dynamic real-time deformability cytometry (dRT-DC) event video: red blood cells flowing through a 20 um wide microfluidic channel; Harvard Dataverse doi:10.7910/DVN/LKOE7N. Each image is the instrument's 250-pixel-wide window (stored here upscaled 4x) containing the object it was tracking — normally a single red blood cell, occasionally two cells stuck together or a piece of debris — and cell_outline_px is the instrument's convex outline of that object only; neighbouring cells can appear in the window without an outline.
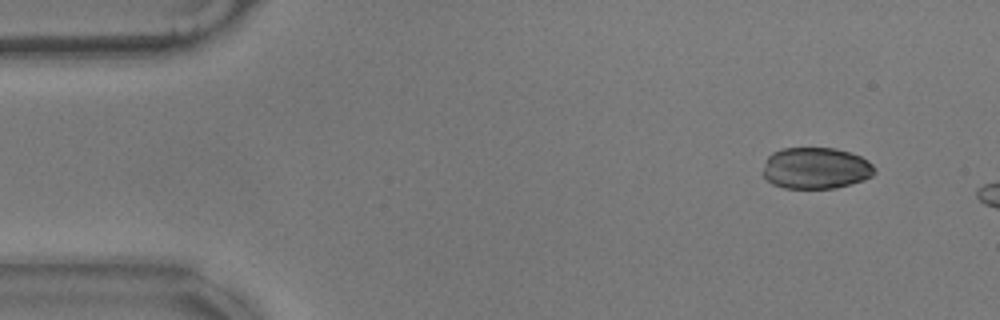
{"species": "common noctule bat (a hibernating species)", "species_latin": "Nyctalus noctula", "temperature_condition": "warm", "stored_images_in_passage": 6, "camera_frame_rate_fps": 3000, "um_per_image_px": 0.085, "animal": {"sex": "male", "body_mass_g": 17.9}, "frame": {"image": 1, "passage_image": 1, "time_ms": 0.0, "image_size_px": [1000, 320], "cell_outline_px": [[876, 172], [872, 176], [864, 180], [836, 188], [784, 188], [772, 184], [764, 176], [764, 168], [768, 156], [772, 152], [784, 148], [836, 148], [860, 156], [868, 160], [876, 168]], "centroid_in_image_um": [69.37, 14.29], "position_along_channel_um": 15.6, "area_um2": 26.99}}